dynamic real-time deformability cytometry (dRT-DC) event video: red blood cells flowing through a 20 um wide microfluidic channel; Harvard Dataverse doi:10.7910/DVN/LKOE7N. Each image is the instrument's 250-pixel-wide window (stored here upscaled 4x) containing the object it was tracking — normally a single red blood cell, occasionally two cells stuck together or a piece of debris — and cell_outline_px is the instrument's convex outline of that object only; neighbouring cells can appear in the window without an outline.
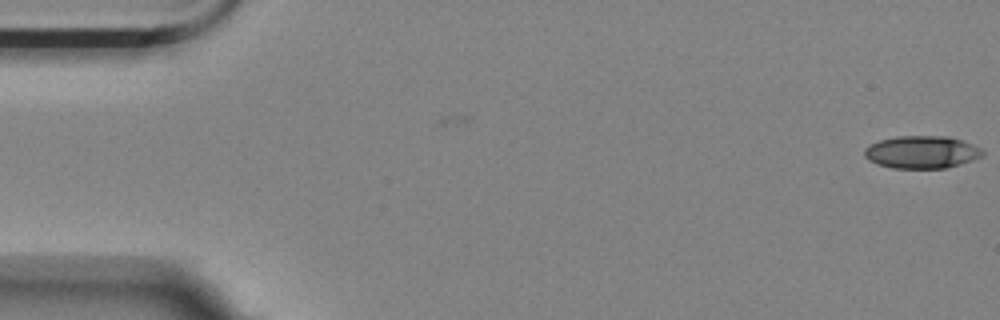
{"species": "Egyptian fruit bat (a non-hibernating species)", "species_latin": "Rousettus aegyptiacus", "temperature_condition": "room temperature", "stored_images_in_passage": 56, "camera_frame_rate_fps": 3000, "um_per_image_px": 0.085, "animal": {"sex": "female"}, "frame": {"image": 1, "passage_image": 1, "time_ms": 0.0, "image_size_px": [1000, 320], "cell_outline_px": [[984, 156], [948, 168], [892, 168], [876, 164], [868, 160], [864, 156], [864, 148], [868, 144], [880, 140], [896, 136], [948, 136], [972, 144], [980, 148], [984, 152]], "centroid_in_image_um": [78.32, 12.93], "position_along_channel_um": 6.7, "area_um2": 22.6}}
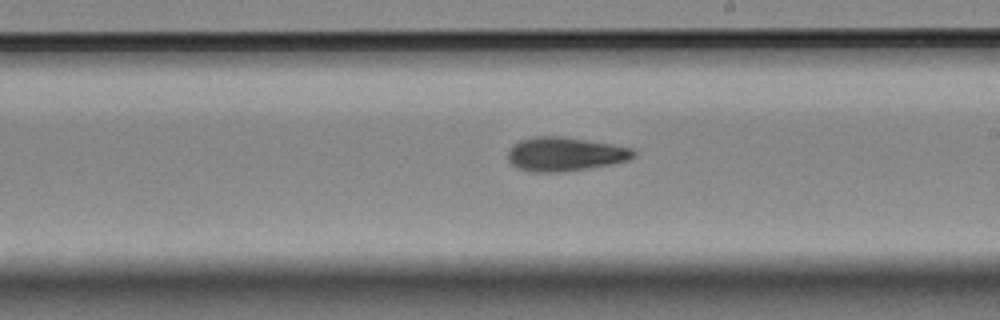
{"frame": {"image": 2, "passage_image": 32, "time_ms": 10.333, "image_size_px": [1000, 320], "cell_outline_px": [[636, 156], [628, 160], [612, 164], [588, 168], [560, 172], [528, 172], [516, 168], [508, 160], [508, 152], [520, 140], [536, 136], [556, 136], [612, 144], [632, 148], [636, 152]], "centroid_in_image_um": [48.03, 13.12], "position_along_channel_um": 241.0, "area_um2": 24.68}}
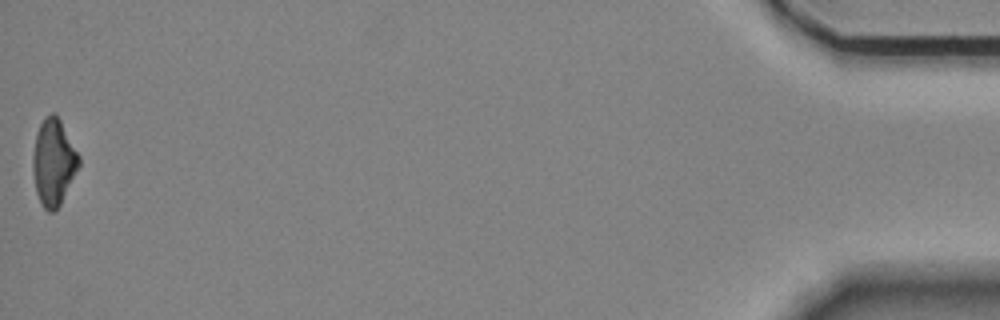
{"frame": {"image": 3, "passage_image": 56, "time_ms": 18.333, "image_size_px": [1000, 320], "cell_outline_px": [[80, 164], [60, 204], [52, 212], [48, 212], [44, 208], [36, 192], [32, 172], [32, 156], [36, 132], [44, 116], [52, 112], [56, 112], [80, 156]], "centroid_in_image_um": [4.53, 13.74], "position_along_channel_um": 430.7, "area_um2": 23.24}, "authors_computed_cell_mechanics": {"area_um2": 23.4668, "velocity_mm_per_s": 3.5721, "shape_relaxation_time_tau1_ms": 7.4547, "shape_relaxation_time_tau2_ms": 7.0847, "deformation_change_tau1": 0.1871, "deformation_change_tau2": 0.1652}}